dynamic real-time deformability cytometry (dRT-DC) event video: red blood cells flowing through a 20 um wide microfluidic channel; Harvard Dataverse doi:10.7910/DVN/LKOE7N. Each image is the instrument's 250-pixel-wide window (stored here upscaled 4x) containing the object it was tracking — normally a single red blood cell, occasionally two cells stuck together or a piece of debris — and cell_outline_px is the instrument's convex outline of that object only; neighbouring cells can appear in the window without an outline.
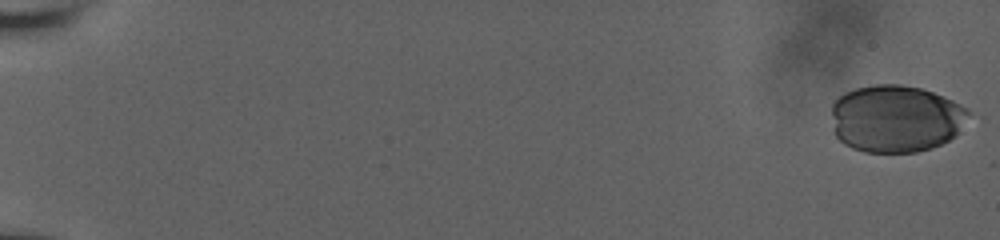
{"species": "human", "species_latin": "Homo sapiens", "temperature_condition": "room temperature", "stored_images_in_passage": 50, "camera_frame_rate_fps": 3000, "um_per_image_px": 0.085, "donor": {"sex": "male"}, "frame": {"image": 1, "passage_image": 1, "time_ms": 0.0, "image_size_px": [1000, 240], "cell_outline_px": [[968, 112], [956, 136], [932, 148], [916, 152], [864, 152], [852, 148], [844, 144], [836, 136], [832, 112], [832, 104], [844, 92], [856, 88], [876, 84], [900, 84], [920, 88], [932, 92], [952, 100], [968, 108]], "centroid_in_image_um": [76.12, 10.08], "position_along_channel_um": 8.9, "area_um2": 53.52}}
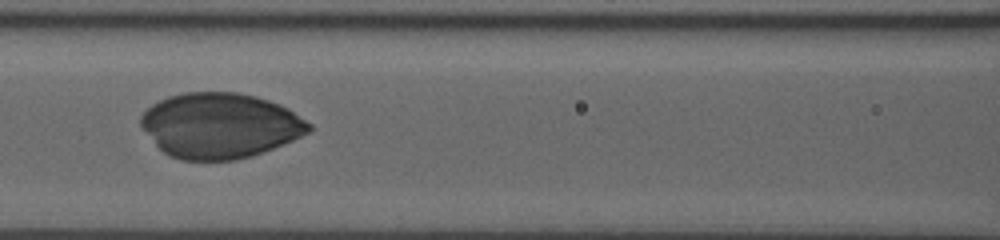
{"frame": {"image": 2, "passage_image": 29, "time_ms": 9.333, "image_size_px": [1000, 240], "cell_outline_px": [[312, 128], [308, 132], [292, 140], [264, 152], [252, 156], [236, 160], [180, 160], [168, 156], [156, 144], [140, 124], [140, 116], [152, 104], [168, 96], [184, 92], [236, 92], [256, 96], [280, 104], [288, 108], [312, 124]], "centroid_in_image_um": [18.71, 10.67], "position_along_channel_um": 147.9, "area_um2": 63.87}}
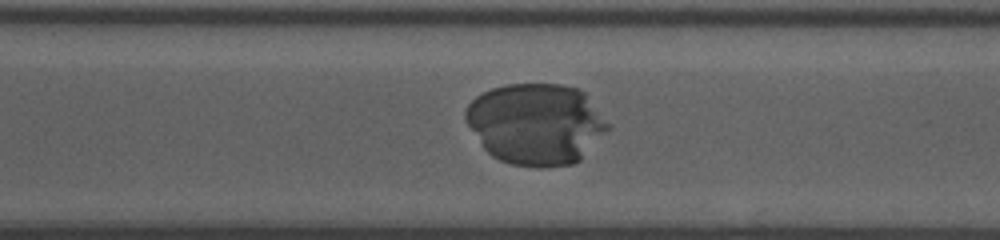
{"frame": {"image": 3, "passage_image": 43, "time_ms": 14.0, "image_size_px": [1000, 240], "cell_outline_px": [[608, 128], [580, 160], [572, 164], [512, 164], [500, 160], [492, 156], [484, 148], [464, 120], [464, 112], [468, 104], [476, 96], [492, 88], [508, 84], [564, 84], [580, 88], [584, 92], [608, 124]], "centroid_in_image_um": [45.51, 10.48], "position_along_channel_um": 325.1, "area_um2": 66.18}}